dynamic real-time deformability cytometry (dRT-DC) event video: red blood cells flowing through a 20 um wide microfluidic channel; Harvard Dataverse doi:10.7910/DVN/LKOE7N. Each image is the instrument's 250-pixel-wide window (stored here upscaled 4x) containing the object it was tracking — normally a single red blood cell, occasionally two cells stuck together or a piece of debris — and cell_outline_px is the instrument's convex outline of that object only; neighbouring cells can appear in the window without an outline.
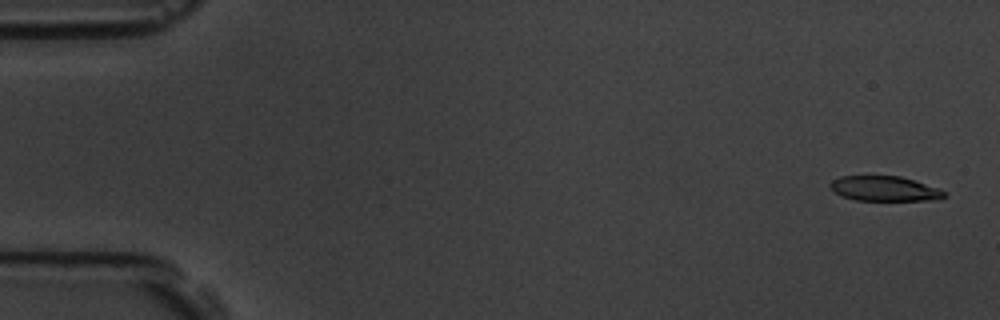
{"species": "common noctule bat (a hibernating species)", "species_latin": "Nyctalus noctula", "temperature_condition": "room temperature", "stored_images_in_passage": 6, "camera_frame_rate_fps": 3000, "um_per_image_px": 0.085, "animal": {"sex": "male", "body_mass_g": 19.5, "forearm_length_mm": 54.6}, "frame": {"image": 1, "passage_image": 1, "time_ms": 0.0, "image_size_px": [1000, 320], "cell_outline_px": [[948, 196], [940, 200], [856, 200], [840, 196], [828, 184], [832, 180], [840, 176], [900, 176], [940, 188], [948, 192]], "centroid_in_image_um": [75.25, 16.04], "position_along_channel_um": 9.7, "area_um2": 16.76}}